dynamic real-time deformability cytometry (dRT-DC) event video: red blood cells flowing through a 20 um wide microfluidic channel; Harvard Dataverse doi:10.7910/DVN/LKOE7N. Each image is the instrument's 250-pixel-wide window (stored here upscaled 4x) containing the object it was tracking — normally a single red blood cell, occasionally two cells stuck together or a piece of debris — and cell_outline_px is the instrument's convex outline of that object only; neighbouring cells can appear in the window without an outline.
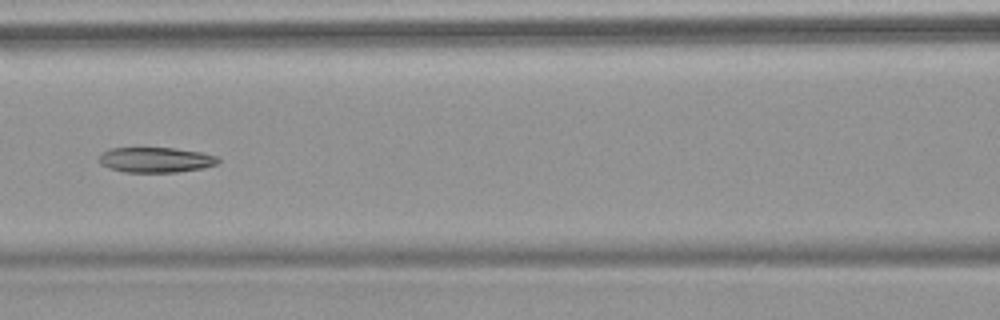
{"species": "common noctule bat (a hibernating species)", "species_latin": "Nyctalus noctula", "temperature_condition": "warm", "stored_images_in_passage": 9, "camera_frame_rate_fps": 3000, "um_per_image_px": 0.085, "animal": {"sex": "female", "body_mass_g": 18.4}, "frame": {"image": 1, "passage_image": 7, "time_ms": 7.0, "image_size_px": [1000, 320], "cell_outline_px": [[220, 160], [216, 164], [204, 168], [176, 172], [124, 172], [108, 168], [100, 164], [100, 156], [104, 152], [112, 148], [176, 148], [200, 152], [220, 156]], "centroid_in_image_um": [13.28, 13.59], "position_along_channel_um": 153.3, "area_um2": 17.51}}
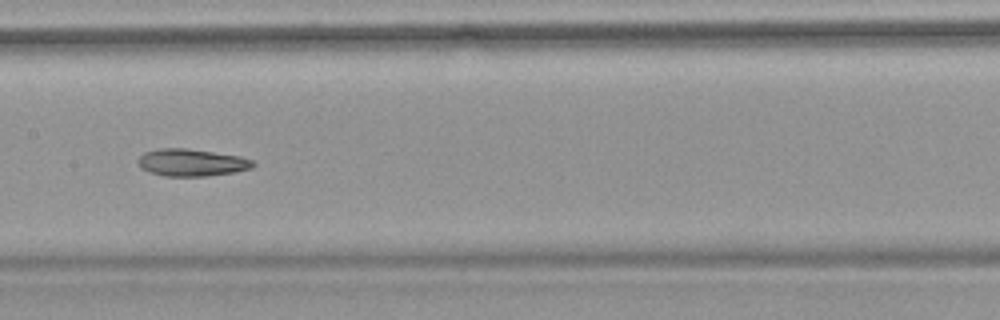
{"frame": {"image": 2, "passage_image": 8, "time_ms": 8.0, "image_size_px": [1000, 320], "cell_outline_px": [[256, 164], [252, 168], [236, 172], [208, 176], [164, 176], [148, 172], [140, 168], [136, 160], [144, 152], [160, 148], [188, 148], [240, 156], [252, 160]], "centroid_in_image_um": [16.27, 13.82], "position_along_channel_um": 191.1, "area_um2": 18.5}}
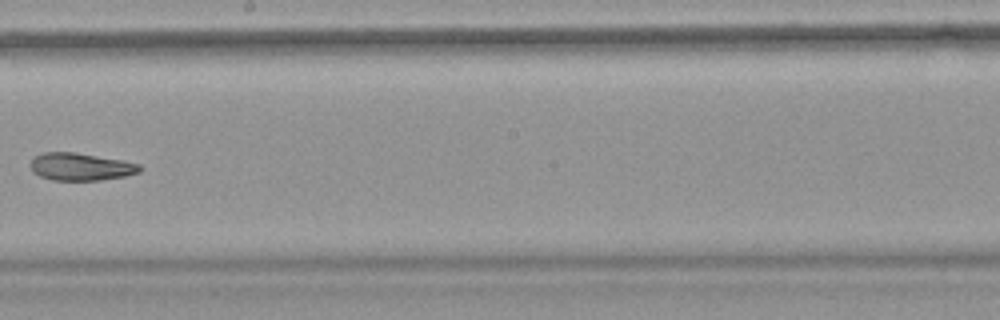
{"frame": {"image": 3, "passage_image": 9, "time_ms": 9.333, "image_size_px": [1000, 320], "cell_outline_px": [[144, 168], [140, 172], [124, 176], [100, 180], [52, 180], [40, 176], [32, 172], [32, 156], [44, 152], [76, 152], [124, 160], [140, 164]], "centroid_in_image_um": [6.89, 14.16], "position_along_channel_um": 241.3, "area_um2": 17.69}}